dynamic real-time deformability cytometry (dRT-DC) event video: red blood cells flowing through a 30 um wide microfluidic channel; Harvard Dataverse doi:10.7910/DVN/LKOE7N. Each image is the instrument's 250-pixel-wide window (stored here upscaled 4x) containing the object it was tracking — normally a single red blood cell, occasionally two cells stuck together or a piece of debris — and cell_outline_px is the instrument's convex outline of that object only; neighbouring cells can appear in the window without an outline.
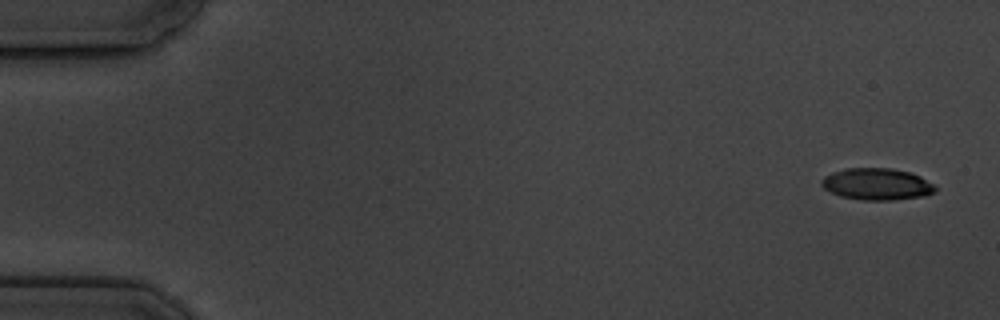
{"species": "common noctule bat (a hibernating species)", "species_latin": "Nyctalus noctula", "temperature_condition": "cold", "stored_images_in_passage": 6, "camera_frame_rate_fps": 3000, "um_per_image_px": 0.085, "animal": {"sex": "male", "body_mass_g": 19.5, "forearm_length_mm": 54.6}, "frame": {"image": 1, "passage_image": 1, "time_ms": 0.0, "image_size_px": [1000, 320], "cell_outline_px": [[936, 192], [924, 196], [892, 200], [860, 200], [840, 196], [824, 188], [820, 184], [820, 180], [824, 176], [832, 172], [844, 168], [892, 168], [912, 172], [920, 176], [932, 184], [936, 188]], "centroid_in_image_um": [74.52, 15.64], "position_along_channel_um": 10.5, "area_um2": 21.21}}
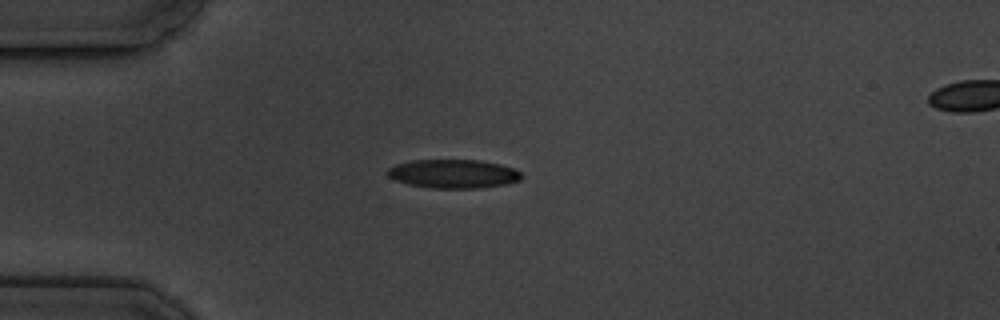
{"frame": {"image": 2, "passage_image": 5, "time_ms": 4.333, "image_size_px": [1000, 320], "cell_outline_px": [[520, 180], [504, 184], [480, 188], [432, 188], [408, 184], [396, 180], [388, 176], [384, 172], [388, 168], [396, 164], [412, 160], [480, 160], [500, 164], [512, 168], [520, 172]], "centroid_in_image_um": [38.49, 14.77], "position_along_channel_um": 46.5, "area_um2": 22.37}}